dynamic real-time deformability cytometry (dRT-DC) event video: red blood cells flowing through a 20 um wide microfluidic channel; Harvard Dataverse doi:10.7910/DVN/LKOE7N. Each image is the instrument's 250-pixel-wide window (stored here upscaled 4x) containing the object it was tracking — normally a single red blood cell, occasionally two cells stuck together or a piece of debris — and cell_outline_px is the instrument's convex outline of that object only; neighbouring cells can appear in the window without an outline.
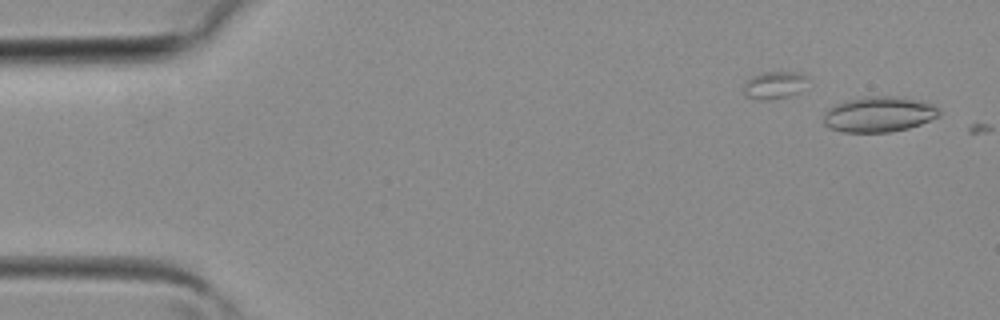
{"species": "common noctule bat (a hibernating species)", "species_latin": "Nyctalus noctula", "temperature_condition": "room temperature", "stored_images_in_passage": 2, "camera_frame_rate_fps": 3000, "um_per_image_px": 0.085, "animal": {"sex": "female", "body_mass_g": 19.3, "forearm_length_mm": 54.1}, "frame": {"image": 1, "passage_image": 1, "time_ms": 0.0, "image_size_px": [1000, 320], "cell_outline_px": [[940, 116], [920, 124], [908, 128], [888, 132], [844, 132], [828, 128], [824, 124], [824, 112], [828, 108], [836, 104], [848, 100], [868, 96], [892, 96], [920, 100], [932, 104], [940, 108]], "centroid_in_image_um": [74.71, 9.71], "position_along_channel_um": 10.3, "area_um2": 23.93}}